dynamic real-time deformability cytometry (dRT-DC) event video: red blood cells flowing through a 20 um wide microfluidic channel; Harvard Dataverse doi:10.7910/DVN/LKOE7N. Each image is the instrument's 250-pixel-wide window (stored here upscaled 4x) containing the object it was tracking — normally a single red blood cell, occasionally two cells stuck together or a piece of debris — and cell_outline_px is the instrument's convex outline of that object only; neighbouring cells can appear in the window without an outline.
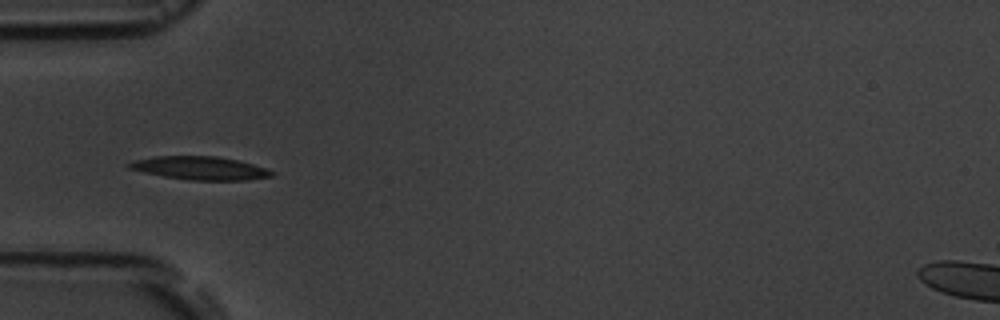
{"species": "common noctule bat (a hibernating species)", "species_latin": "Nyctalus noctula", "temperature_condition": "room temperature", "stored_images_in_passage": 7, "camera_frame_rate_fps": 3000, "um_per_image_px": 0.085, "animal": {"sex": "male", "body_mass_g": 19.5, "forearm_length_mm": 54.6}, "frame": {"image": 1, "passage_image": 5, "time_ms": 5.667, "image_size_px": [1000, 320], "cell_outline_px": [[276, 172], [272, 176], [248, 180], [188, 180], [164, 176], [144, 172], [128, 168], [124, 164], [132, 160], [156, 156], [216, 156], [236, 160], [268, 168]], "centroid_in_image_um": [16.99, 14.29], "position_along_channel_um": 68.0, "area_um2": 19.42}}
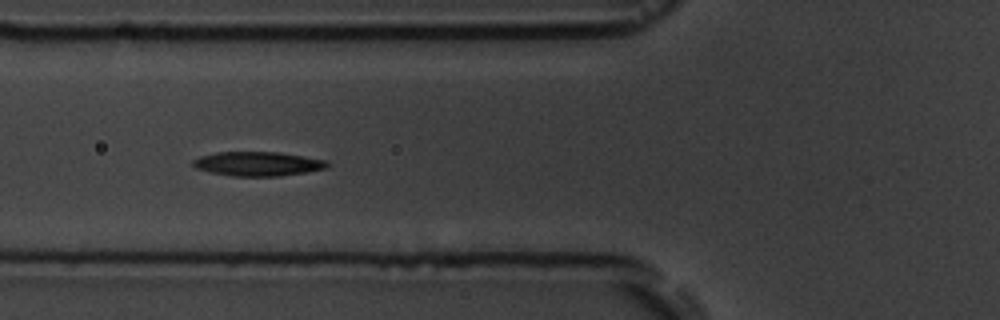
{"frame": {"image": 2, "passage_image": 6, "time_ms": 6.667, "image_size_px": [1000, 320], "cell_outline_px": [[332, 164], [328, 168], [280, 176], [232, 176], [212, 172], [196, 168], [192, 164], [192, 160], [200, 156], [216, 152], [280, 152], [328, 160]], "centroid_in_image_um": [21.96, 13.91], "position_along_channel_um": 103.8, "area_um2": 19.07}}
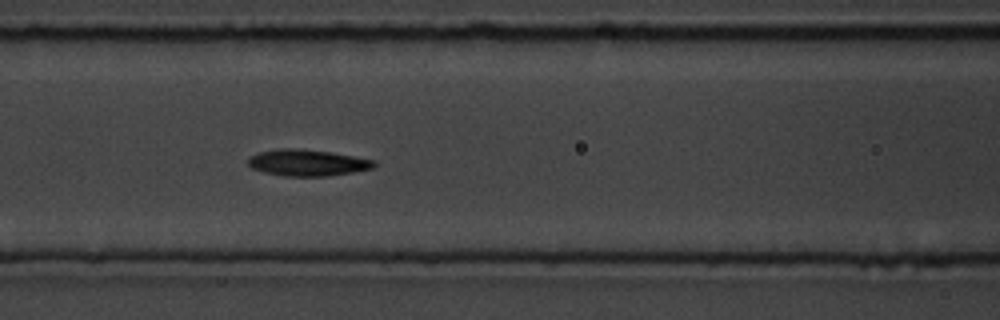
{"frame": {"image": 3, "passage_image": 7, "time_ms": 7.667, "image_size_px": [1000, 320], "cell_outline_px": [[376, 164], [372, 168], [352, 172], [328, 176], [284, 176], [264, 172], [252, 168], [248, 164], [248, 160], [252, 156], [260, 152], [280, 148], [296, 148], [328, 152], [376, 160]], "centroid_in_image_um": [26.12, 13.83], "position_along_channel_um": 140.5, "area_um2": 19.13}}